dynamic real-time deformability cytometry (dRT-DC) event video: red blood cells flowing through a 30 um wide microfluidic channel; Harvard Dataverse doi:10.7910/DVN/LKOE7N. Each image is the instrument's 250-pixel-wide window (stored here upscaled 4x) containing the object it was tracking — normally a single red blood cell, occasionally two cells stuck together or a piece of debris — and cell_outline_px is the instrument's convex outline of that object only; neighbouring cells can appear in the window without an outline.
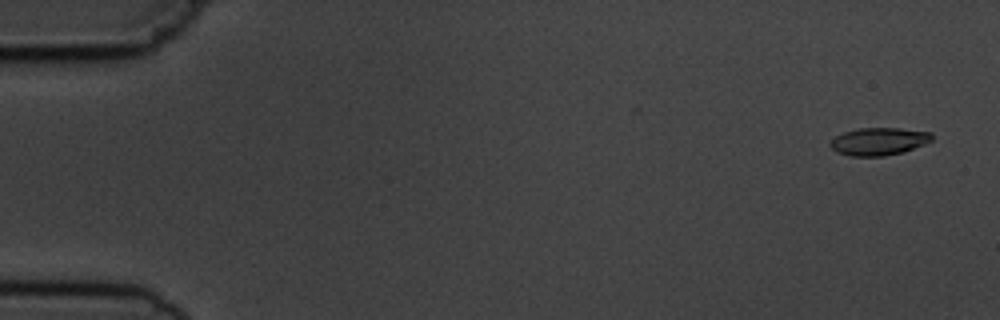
{"species": "common noctule bat (a hibernating species)", "species_latin": "Nyctalus noctula", "temperature_condition": "cold", "stored_images_in_passage": 3, "camera_frame_rate_fps": 3000, "um_per_image_px": 0.085, "animal": {"sex": "male", "body_mass_g": 19.5, "forearm_length_mm": 54.6}, "frame": {"image": 1, "passage_image": 1, "time_ms": 0.0, "image_size_px": [1000, 320], "cell_outline_px": [[932, 140], [924, 144], [904, 152], [884, 156], [852, 156], [836, 152], [828, 144], [836, 136], [844, 132], [860, 128], [900, 128], [932, 132]], "centroid_in_image_um": [74.71, 12.02], "position_along_channel_um": 10.3, "area_um2": 16.36}}